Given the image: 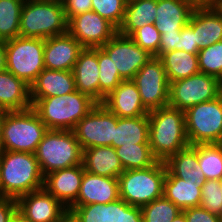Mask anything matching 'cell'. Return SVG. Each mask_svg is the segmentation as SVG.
Masks as SVG:
<instances>
[{"label":"cell","instance_id":"836d02e7","mask_svg":"<svg viewBox=\"0 0 222 222\" xmlns=\"http://www.w3.org/2000/svg\"><path fill=\"white\" fill-rule=\"evenodd\" d=\"M24 0H0V40L19 36L21 9Z\"/></svg>","mask_w":222,"mask_h":222},{"label":"cell","instance_id":"7c38bea8","mask_svg":"<svg viewBox=\"0 0 222 222\" xmlns=\"http://www.w3.org/2000/svg\"><path fill=\"white\" fill-rule=\"evenodd\" d=\"M133 81L148 111L168 106L169 82L160 58L151 57L135 74Z\"/></svg>","mask_w":222,"mask_h":222},{"label":"cell","instance_id":"f546056e","mask_svg":"<svg viewBox=\"0 0 222 222\" xmlns=\"http://www.w3.org/2000/svg\"><path fill=\"white\" fill-rule=\"evenodd\" d=\"M168 82L185 79L199 73L198 55L184 50H171L160 57Z\"/></svg>","mask_w":222,"mask_h":222},{"label":"cell","instance_id":"7bdbcfd3","mask_svg":"<svg viewBox=\"0 0 222 222\" xmlns=\"http://www.w3.org/2000/svg\"><path fill=\"white\" fill-rule=\"evenodd\" d=\"M67 21L76 15L92 11V0H65L63 2Z\"/></svg>","mask_w":222,"mask_h":222},{"label":"cell","instance_id":"ac0fdd59","mask_svg":"<svg viewBox=\"0 0 222 222\" xmlns=\"http://www.w3.org/2000/svg\"><path fill=\"white\" fill-rule=\"evenodd\" d=\"M120 198L118 178L84 171L77 200L71 206L108 204Z\"/></svg>","mask_w":222,"mask_h":222},{"label":"cell","instance_id":"74e56055","mask_svg":"<svg viewBox=\"0 0 222 222\" xmlns=\"http://www.w3.org/2000/svg\"><path fill=\"white\" fill-rule=\"evenodd\" d=\"M128 0H92V11L112 23L117 29L122 24Z\"/></svg>","mask_w":222,"mask_h":222},{"label":"cell","instance_id":"ba28073f","mask_svg":"<svg viewBox=\"0 0 222 222\" xmlns=\"http://www.w3.org/2000/svg\"><path fill=\"white\" fill-rule=\"evenodd\" d=\"M44 39L16 37L6 41V70L29 86L44 66Z\"/></svg>","mask_w":222,"mask_h":222},{"label":"cell","instance_id":"f5cc1de1","mask_svg":"<svg viewBox=\"0 0 222 222\" xmlns=\"http://www.w3.org/2000/svg\"><path fill=\"white\" fill-rule=\"evenodd\" d=\"M172 222H187V221L184 213L181 212L177 217L174 218Z\"/></svg>","mask_w":222,"mask_h":222},{"label":"cell","instance_id":"f6af8a7d","mask_svg":"<svg viewBox=\"0 0 222 222\" xmlns=\"http://www.w3.org/2000/svg\"><path fill=\"white\" fill-rule=\"evenodd\" d=\"M17 210V201L12 198L0 196V222H10Z\"/></svg>","mask_w":222,"mask_h":222},{"label":"cell","instance_id":"7dc6e473","mask_svg":"<svg viewBox=\"0 0 222 222\" xmlns=\"http://www.w3.org/2000/svg\"><path fill=\"white\" fill-rule=\"evenodd\" d=\"M6 70V41L0 40V72Z\"/></svg>","mask_w":222,"mask_h":222},{"label":"cell","instance_id":"2e32d148","mask_svg":"<svg viewBox=\"0 0 222 222\" xmlns=\"http://www.w3.org/2000/svg\"><path fill=\"white\" fill-rule=\"evenodd\" d=\"M83 49L69 32L44 39V66L51 70L72 71Z\"/></svg>","mask_w":222,"mask_h":222},{"label":"cell","instance_id":"60d3db41","mask_svg":"<svg viewBox=\"0 0 222 222\" xmlns=\"http://www.w3.org/2000/svg\"><path fill=\"white\" fill-rule=\"evenodd\" d=\"M179 50H184L191 54H198L199 50L196 43L195 33L192 30V25H185L179 34Z\"/></svg>","mask_w":222,"mask_h":222},{"label":"cell","instance_id":"9c48e42d","mask_svg":"<svg viewBox=\"0 0 222 222\" xmlns=\"http://www.w3.org/2000/svg\"><path fill=\"white\" fill-rule=\"evenodd\" d=\"M185 125L190 145L222 143V94L188 108Z\"/></svg>","mask_w":222,"mask_h":222},{"label":"cell","instance_id":"4dcf8cb0","mask_svg":"<svg viewBox=\"0 0 222 222\" xmlns=\"http://www.w3.org/2000/svg\"><path fill=\"white\" fill-rule=\"evenodd\" d=\"M80 222H121L124 200L119 198L108 204H89L68 208Z\"/></svg>","mask_w":222,"mask_h":222},{"label":"cell","instance_id":"e0dca14e","mask_svg":"<svg viewBox=\"0 0 222 222\" xmlns=\"http://www.w3.org/2000/svg\"><path fill=\"white\" fill-rule=\"evenodd\" d=\"M84 171L83 164L53 171L44 176L43 188L68 209L78 198Z\"/></svg>","mask_w":222,"mask_h":222},{"label":"cell","instance_id":"4fadbf2b","mask_svg":"<svg viewBox=\"0 0 222 222\" xmlns=\"http://www.w3.org/2000/svg\"><path fill=\"white\" fill-rule=\"evenodd\" d=\"M101 48L109 55L123 80H133L140 68L153 57L130 36L118 32Z\"/></svg>","mask_w":222,"mask_h":222},{"label":"cell","instance_id":"681fc988","mask_svg":"<svg viewBox=\"0 0 222 222\" xmlns=\"http://www.w3.org/2000/svg\"><path fill=\"white\" fill-rule=\"evenodd\" d=\"M10 222H32L30 219L26 218L18 210L13 214Z\"/></svg>","mask_w":222,"mask_h":222},{"label":"cell","instance_id":"f35d334b","mask_svg":"<svg viewBox=\"0 0 222 222\" xmlns=\"http://www.w3.org/2000/svg\"><path fill=\"white\" fill-rule=\"evenodd\" d=\"M200 207L219 217L222 216V180H205Z\"/></svg>","mask_w":222,"mask_h":222},{"label":"cell","instance_id":"277c9868","mask_svg":"<svg viewBox=\"0 0 222 222\" xmlns=\"http://www.w3.org/2000/svg\"><path fill=\"white\" fill-rule=\"evenodd\" d=\"M68 32L60 0L25 1L21 9L19 36L47 39Z\"/></svg>","mask_w":222,"mask_h":222},{"label":"cell","instance_id":"ffe728a7","mask_svg":"<svg viewBox=\"0 0 222 222\" xmlns=\"http://www.w3.org/2000/svg\"><path fill=\"white\" fill-rule=\"evenodd\" d=\"M101 104L117 117H138L149 113L133 80H123Z\"/></svg>","mask_w":222,"mask_h":222},{"label":"cell","instance_id":"8992f818","mask_svg":"<svg viewBox=\"0 0 222 222\" xmlns=\"http://www.w3.org/2000/svg\"><path fill=\"white\" fill-rule=\"evenodd\" d=\"M47 130L32 107L22 111H3L1 150L35 153Z\"/></svg>","mask_w":222,"mask_h":222},{"label":"cell","instance_id":"f1b7e54d","mask_svg":"<svg viewBox=\"0 0 222 222\" xmlns=\"http://www.w3.org/2000/svg\"><path fill=\"white\" fill-rule=\"evenodd\" d=\"M157 0H128L118 33L131 36L137 29L154 23Z\"/></svg>","mask_w":222,"mask_h":222},{"label":"cell","instance_id":"484cf974","mask_svg":"<svg viewBox=\"0 0 222 222\" xmlns=\"http://www.w3.org/2000/svg\"><path fill=\"white\" fill-rule=\"evenodd\" d=\"M166 176H176L184 181H196L201 187L205 183L204 173L198 162L197 152L188 146L170 156L165 162Z\"/></svg>","mask_w":222,"mask_h":222},{"label":"cell","instance_id":"e575fe53","mask_svg":"<svg viewBox=\"0 0 222 222\" xmlns=\"http://www.w3.org/2000/svg\"><path fill=\"white\" fill-rule=\"evenodd\" d=\"M98 66H99V103L111 93L122 81L118 69L113 64L109 55L98 47Z\"/></svg>","mask_w":222,"mask_h":222},{"label":"cell","instance_id":"f907efd6","mask_svg":"<svg viewBox=\"0 0 222 222\" xmlns=\"http://www.w3.org/2000/svg\"><path fill=\"white\" fill-rule=\"evenodd\" d=\"M197 5H214L218 0H193Z\"/></svg>","mask_w":222,"mask_h":222},{"label":"cell","instance_id":"db71d44e","mask_svg":"<svg viewBox=\"0 0 222 222\" xmlns=\"http://www.w3.org/2000/svg\"><path fill=\"white\" fill-rule=\"evenodd\" d=\"M214 6L217 8V10L222 14V0H218Z\"/></svg>","mask_w":222,"mask_h":222},{"label":"cell","instance_id":"5bb4252c","mask_svg":"<svg viewBox=\"0 0 222 222\" xmlns=\"http://www.w3.org/2000/svg\"><path fill=\"white\" fill-rule=\"evenodd\" d=\"M68 32L84 47L103 46L118 29L94 11L72 17L68 21Z\"/></svg>","mask_w":222,"mask_h":222},{"label":"cell","instance_id":"7402d4cb","mask_svg":"<svg viewBox=\"0 0 222 222\" xmlns=\"http://www.w3.org/2000/svg\"><path fill=\"white\" fill-rule=\"evenodd\" d=\"M76 90L99 103L98 47L84 48L73 67Z\"/></svg>","mask_w":222,"mask_h":222},{"label":"cell","instance_id":"5b68a950","mask_svg":"<svg viewBox=\"0 0 222 222\" xmlns=\"http://www.w3.org/2000/svg\"><path fill=\"white\" fill-rule=\"evenodd\" d=\"M35 156L43 176L83 163V149L71 130L48 129Z\"/></svg>","mask_w":222,"mask_h":222},{"label":"cell","instance_id":"3957f363","mask_svg":"<svg viewBox=\"0 0 222 222\" xmlns=\"http://www.w3.org/2000/svg\"><path fill=\"white\" fill-rule=\"evenodd\" d=\"M32 108L47 129L71 130L97 104L88 95L74 91L62 96L31 99Z\"/></svg>","mask_w":222,"mask_h":222},{"label":"cell","instance_id":"d6986e66","mask_svg":"<svg viewBox=\"0 0 222 222\" xmlns=\"http://www.w3.org/2000/svg\"><path fill=\"white\" fill-rule=\"evenodd\" d=\"M189 23L195 33L199 51L222 41V14L214 5H197Z\"/></svg>","mask_w":222,"mask_h":222},{"label":"cell","instance_id":"9a60e30c","mask_svg":"<svg viewBox=\"0 0 222 222\" xmlns=\"http://www.w3.org/2000/svg\"><path fill=\"white\" fill-rule=\"evenodd\" d=\"M17 210L32 222H57L68 209L44 188L17 200Z\"/></svg>","mask_w":222,"mask_h":222},{"label":"cell","instance_id":"7a4b0ae2","mask_svg":"<svg viewBox=\"0 0 222 222\" xmlns=\"http://www.w3.org/2000/svg\"><path fill=\"white\" fill-rule=\"evenodd\" d=\"M149 145L154 157L165 162L190 146L186 134L185 112L165 106L149 111Z\"/></svg>","mask_w":222,"mask_h":222},{"label":"cell","instance_id":"816d5d0a","mask_svg":"<svg viewBox=\"0 0 222 222\" xmlns=\"http://www.w3.org/2000/svg\"><path fill=\"white\" fill-rule=\"evenodd\" d=\"M3 111L0 110V151L2 145Z\"/></svg>","mask_w":222,"mask_h":222},{"label":"cell","instance_id":"83f0119b","mask_svg":"<svg viewBox=\"0 0 222 222\" xmlns=\"http://www.w3.org/2000/svg\"><path fill=\"white\" fill-rule=\"evenodd\" d=\"M149 143V117H117L112 147Z\"/></svg>","mask_w":222,"mask_h":222},{"label":"cell","instance_id":"52a82bcc","mask_svg":"<svg viewBox=\"0 0 222 222\" xmlns=\"http://www.w3.org/2000/svg\"><path fill=\"white\" fill-rule=\"evenodd\" d=\"M166 173L167 168L162 161L144 169L125 170L118 177L120 198L141 208L162 197Z\"/></svg>","mask_w":222,"mask_h":222},{"label":"cell","instance_id":"ab89813d","mask_svg":"<svg viewBox=\"0 0 222 222\" xmlns=\"http://www.w3.org/2000/svg\"><path fill=\"white\" fill-rule=\"evenodd\" d=\"M130 37L150 55H157L161 41V34L153 23L146 24L137 29Z\"/></svg>","mask_w":222,"mask_h":222},{"label":"cell","instance_id":"44dd1931","mask_svg":"<svg viewBox=\"0 0 222 222\" xmlns=\"http://www.w3.org/2000/svg\"><path fill=\"white\" fill-rule=\"evenodd\" d=\"M197 4L193 0H157L154 25L160 34L180 32Z\"/></svg>","mask_w":222,"mask_h":222},{"label":"cell","instance_id":"d590c367","mask_svg":"<svg viewBox=\"0 0 222 222\" xmlns=\"http://www.w3.org/2000/svg\"><path fill=\"white\" fill-rule=\"evenodd\" d=\"M181 212L164 195L141 207L143 222H172Z\"/></svg>","mask_w":222,"mask_h":222},{"label":"cell","instance_id":"d6a6232c","mask_svg":"<svg viewBox=\"0 0 222 222\" xmlns=\"http://www.w3.org/2000/svg\"><path fill=\"white\" fill-rule=\"evenodd\" d=\"M115 150L124 170L148 168L158 161L149 143L122 145Z\"/></svg>","mask_w":222,"mask_h":222},{"label":"cell","instance_id":"ee69618b","mask_svg":"<svg viewBox=\"0 0 222 222\" xmlns=\"http://www.w3.org/2000/svg\"><path fill=\"white\" fill-rule=\"evenodd\" d=\"M179 34L180 32L161 34L159 50L155 57L160 58L171 50H179Z\"/></svg>","mask_w":222,"mask_h":222},{"label":"cell","instance_id":"cb8c5ba5","mask_svg":"<svg viewBox=\"0 0 222 222\" xmlns=\"http://www.w3.org/2000/svg\"><path fill=\"white\" fill-rule=\"evenodd\" d=\"M31 107L30 86L8 70L0 72V110L22 111Z\"/></svg>","mask_w":222,"mask_h":222},{"label":"cell","instance_id":"603a6c76","mask_svg":"<svg viewBox=\"0 0 222 222\" xmlns=\"http://www.w3.org/2000/svg\"><path fill=\"white\" fill-rule=\"evenodd\" d=\"M74 91H76V84L72 71L45 68L30 85L31 99L62 96Z\"/></svg>","mask_w":222,"mask_h":222},{"label":"cell","instance_id":"c3c4849f","mask_svg":"<svg viewBox=\"0 0 222 222\" xmlns=\"http://www.w3.org/2000/svg\"><path fill=\"white\" fill-rule=\"evenodd\" d=\"M57 222H80L71 211H67Z\"/></svg>","mask_w":222,"mask_h":222},{"label":"cell","instance_id":"4316f807","mask_svg":"<svg viewBox=\"0 0 222 222\" xmlns=\"http://www.w3.org/2000/svg\"><path fill=\"white\" fill-rule=\"evenodd\" d=\"M202 187L196 181L165 176L163 195L181 211L200 206Z\"/></svg>","mask_w":222,"mask_h":222},{"label":"cell","instance_id":"30bf717a","mask_svg":"<svg viewBox=\"0 0 222 222\" xmlns=\"http://www.w3.org/2000/svg\"><path fill=\"white\" fill-rule=\"evenodd\" d=\"M222 94V81L205 73L169 83L170 107L186 111L188 108L216 99Z\"/></svg>","mask_w":222,"mask_h":222},{"label":"cell","instance_id":"d4e9b609","mask_svg":"<svg viewBox=\"0 0 222 222\" xmlns=\"http://www.w3.org/2000/svg\"><path fill=\"white\" fill-rule=\"evenodd\" d=\"M83 166L88 173L118 178L125 170L112 146H97L83 150Z\"/></svg>","mask_w":222,"mask_h":222},{"label":"cell","instance_id":"6da1fadb","mask_svg":"<svg viewBox=\"0 0 222 222\" xmlns=\"http://www.w3.org/2000/svg\"><path fill=\"white\" fill-rule=\"evenodd\" d=\"M43 184L35 153L0 151V196L17 200Z\"/></svg>","mask_w":222,"mask_h":222},{"label":"cell","instance_id":"1f68e13d","mask_svg":"<svg viewBox=\"0 0 222 222\" xmlns=\"http://www.w3.org/2000/svg\"><path fill=\"white\" fill-rule=\"evenodd\" d=\"M196 152L205 180H222V143L190 145Z\"/></svg>","mask_w":222,"mask_h":222},{"label":"cell","instance_id":"8d00e7d4","mask_svg":"<svg viewBox=\"0 0 222 222\" xmlns=\"http://www.w3.org/2000/svg\"><path fill=\"white\" fill-rule=\"evenodd\" d=\"M197 55L199 71L222 81V41L201 49Z\"/></svg>","mask_w":222,"mask_h":222},{"label":"cell","instance_id":"bcb514c9","mask_svg":"<svg viewBox=\"0 0 222 222\" xmlns=\"http://www.w3.org/2000/svg\"><path fill=\"white\" fill-rule=\"evenodd\" d=\"M121 222H143L141 208L129 205L124 201V212H122Z\"/></svg>","mask_w":222,"mask_h":222},{"label":"cell","instance_id":"8fae6325","mask_svg":"<svg viewBox=\"0 0 222 222\" xmlns=\"http://www.w3.org/2000/svg\"><path fill=\"white\" fill-rule=\"evenodd\" d=\"M117 116L103 104L97 103L74 128L76 139L82 149L97 146H112Z\"/></svg>","mask_w":222,"mask_h":222},{"label":"cell","instance_id":"b9f144b4","mask_svg":"<svg viewBox=\"0 0 222 222\" xmlns=\"http://www.w3.org/2000/svg\"><path fill=\"white\" fill-rule=\"evenodd\" d=\"M187 222H221V217L210 213L200 206L188 208L182 211Z\"/></svg>","mask_w":222,"mask_h":222}]
</instances>
